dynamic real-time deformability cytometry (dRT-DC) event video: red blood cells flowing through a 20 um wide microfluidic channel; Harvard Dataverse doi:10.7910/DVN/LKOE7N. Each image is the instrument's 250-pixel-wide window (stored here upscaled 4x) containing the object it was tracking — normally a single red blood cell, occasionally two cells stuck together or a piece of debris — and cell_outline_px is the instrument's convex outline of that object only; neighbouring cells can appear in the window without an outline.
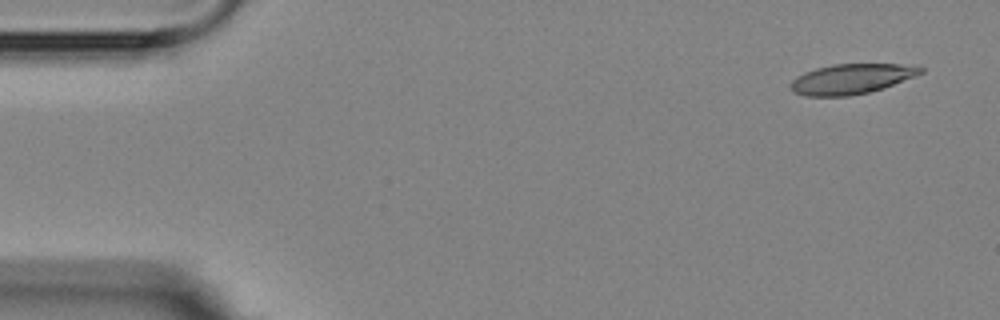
{"species": "Egyptian fruit bat (a non-hibernating species)", "species_latin": "Rousettus aegyptiacus", "temperature_condition": "room temperature", "stored_images_in_passage": 5, "camera_frame_rate_fps": 3000, "um_per_image_px": 0.085, "animal": {"sex": "female"}, "frame": {"image": 1, "passage_image": 1, "time_ms": 0.0, "image_size_px": [1000, 320], "cell_outline_px": [[924, 72], [916, 76], [884, 88], [868, 92], [848, 96], [804, 96], [792, 92], [788, 88], [788, 84], [796, 76], [804, 72], [816, 68], [832, 64], [920, 64], [924, 68]], "centroid_in_image_um": [72.38, 6.7], "position_along_channel_um": 12.6, "area_um2": 23.29}}